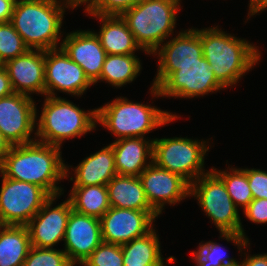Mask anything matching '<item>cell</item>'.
Listing matches in <instances>:
<instances>
[{"instance_id": "1", "label": "cell", "mask_w": 267, "mask_h": 266, "mask_svg": "<svg viewBox=\"0 0 267 266\" xmlns=\"http://www.w3.org/2000/svg\"><path fill=\"white\" fill-rule=\"evenodd\" d=\"M61 154L60 147L39 141L14 145L0 162V175L40 186L51 196L63 195L57 185L70 177L72 166L65 165Z\"/></svg>"}, {"instance_id": "2", "label": "cell", "mask_w": 267, "mask_h": 266, "mask_svg": "<svg viewBox=\"0 0 267 266\" xmlns=\"http://www.w3.org/2000/svg\"><path fill=\"white\" fill-rule=\"evenodd\" d=\"M199 36L203 57L225 88L236 85L261 60L258 46L226 33L218 26L200 29Z\"/></svg>"}, {"instance_id": "3", "label": "cell", "mask_w": 267, "mask_h": 266, "mask_svg": "<svg viewBox=\"0 0 267 266\" xmlns=\"http://www.w3.org/2000/svg\"><path fill=\"white\" fill-rule=\"evenodd\" d=\"M66 8L64 0H16L10 23L29 49H56Z\"/></svg>"}, {"instance_id": "4", "label": "cell", "mask_w": 267, "mask_h": 266, "mask_svg": "<svg viewBox=\"0 0 267 266\" xmlns=\"http://www.w3.org/2000/svg\"><path fill=\"white\" fill-rule=\"evenodd\" d=\"M189 196L198 200V205L213 221L221 239L237 245L240 252L250 246L239 209L226 191L222 179L212 169L190 184Z\"/></svg>"}, {"instance_id": "5", "label": "cell", "mask_w": 267, "mask_h": 266, "mask_svg": "<svg viewBox=\"0 0 267 266\" xmlns=\"http://www.w3.org/2000/svg\"><path fill=\"white\" fill-rule=\"evenodd\" d=\"M44 97L41 114L36 115V141L61 148L65 140L96 130L97 108L84 111L63 97Z\"/></svg>"}, {"instance_id": "6", "label": "cell", "mask_w": 267, "mask_h": 266, "mask_svg": "<svg viewBox=\"0 0 267 266\" xmlns=\"http://www.w3.org/2000/svg\"><path fill=\"white\" fill-rule=\"evenodd\" d=\"M180 118L172 112L156 106L129 101L117 97L97 108V124L110 131L117 139L143 137L153 129L167 125Z\"/></svg>"}, {"instance_id": "7", "label": "cell", "mask_w": 267, "mask_h": 266, "mask_svg": "<svg viewBox=\"0 0 267 266\" xmlns=\"http://www.w3.org/2000/svg\"><path fill=\"white\" fill-rule=\"evenodd\" d=\"M155 76L149 90L156 98H196L226 89L204 57L197 63L158 64Z\"/></svg>"}, {"instance_id": "8", "label": "cell", "mask_w": 267, "mask_h": 266, "mask_svg": "<svg viewBox=\"0 0 267 266\" xmlns=\"http://www.w3.org/2000/svg\"><path fill=\"white\" fill-rule=\"evenodd\" d=\"M180 2L181 0H141L121 15L136 43L147 55L152 54L174 33Z\"/></svg>"}, {"instance_id": "9", "label": "cell", "mask_w": 267, "mask_h": 266, "mask_svg": "<svg viewBox=\"0 0 267 266\" xmlns=\"http://www.w3.org/2000/svg\"><path fill=\"white\" fill-rule=\"evenodd\" d=\"M207 143L187 137L153 139V163L192 184L209 172L204 169V159L210 149Z\"/></svg>"}, {"instance_id": "10", "label": "cell", "mask_w": 267, "mask_h": 266, "mask_svg": "<svg viewBox=\"0 0 267 266\" xmlns=\"http://www.w3.org/2000/svg\"><path fill=\"white\" fill-rule=\"evenodd\" d=\"M1 176L0 224L26 226L51 195L35 184Z\"/></svg>"}, {"instance_id": "11", "label": "cell", "mask_w": 267, "mask_h": 266, "mask_svg": "<svg viewBox=\"0 0 267 266\" xmlns=\"http://www.w3.org/2000/svg\"><path fill=\"white\" fill-rule=\"evenodd\" d=\"M36 106L33 98L24 94L14 92L0 98V130L12 146L36 141L31 136L36 129Z\"/></svg>"}, {"instance_id": "12", "label": "cell", "mask_w": 267, "mask_h": 266, "mask_svg": "<svg viewBox=\"0 0 267 266\" xmlns=\"http://www.w3.org/2000/svg\"><path fill=\"white\" fill-rule=\"evenodd\" d=\"M158 214L154 210L110 207L100 218L102 241L123 245L149 233Z\"/></svg>"}, {"instance_id": "13", "label": "cell", "mask_w": 267, "mask_h": 266, "mask_svg": "<svg viewBox=\"0 0 267 266\" xmlns=\"http://www.w3.org/2000/svg\"><path fill=\"white\" fill-rule=\"evenodd\" d=\"M92 85L82 67L60 46L45 51V96L57 97L56 92L60 91L81 97Z\"/></svg>"}, {"instance_id": "14", "label": "cell", "mask_w": 267, "mask_h": 266, "mask_svg": "<svg viewBox=\"0 0 267 266\" xmlns=\"http://www.w3.org/2000/svg\"><path fill=\"white\" fill-rule=\"evenodd\" d=\"M150 207L158 214L167 204L174 205L190 194V184L180 175L151 163L139 175Z\"/></svg>"}, {"instance_id": "15", "label": "cell", "mask_w": 267, "mask_h": 266, "mask_svg": "<svg viewBox=\"0 0 267 266\" xmlns=\"http://www.w3.org/2000/svg\"><path fill=\"white\" fill-rule=\"evenodd\" d=\"M59 196L61 195L51 196L26 225L30 234L31 246L53 248L60 241H64L72 206L67 198L61 204L53 207V202Z\"/></svg>"}, {"instance_id": "16", "label": "cell", "mask_w": 267, "mask_h": 266, "mask_svg": "<svg viewBox=\"0 0 267 266\" xmlns=\"http://www.w3.org/2000/svg\"><path fill=\"white\" fill-rule=\"evenodd\" d=\"M102 243L100 219L71 210L65 237L64 252L73 265L80 264Z\"/></svg>"}, {"instance_id": "17", "label": "cell", "mask_w": 267, "mask_h": 266, "mask_svg": "<svg viewBox=\"0 0 267 266\" xmlns=\"http://www.w3.org/2000/svg\"><path fill=\"white\" fill-rule=\"evenodd\" d=\"M66 34L60 47L82 67L93 85L98 83L107 55L98 37L92 30H76Z\"/></svg>"}, {"instance_id": "18", "label": "cell", "mask_w": 267, "mask_h": 266, "mask_svg": "<svg viewBox=\"0 0 267 266\" xmlns=\"http://www.w3.org/2000/svg\"><path fill=\"white\" fill-rule=\"evenodd\" d=\"M2 66L8 72L15 93L45 96V51L29 49Z\"/></svg>"}, {"instance_id": "19", "label": "cell", "mask_w": 267, "mask_h": 266, "mask_svg": "<svg viewBox=\"0 0 267 266\" xmlns=\"http://www.w3.org/2000/svg\"><path fill=\"white\" fill-rule=\"evenodd\" d=\"M111 145L117 175L139 176L153 162V138H121L116 139Z\"/></svg>"}, {"instance_id": "20", "label": "cell", "mask_w": 267, "mask_h": 266, "mask_svg": "<svg viewBox=\"0 0 267 266\" xmlns=\"http://www.w3.org/2000/svg\"><path fill=\"white\" fill-rule=\"evenodd\" d=\"M72 171L74 177L70 181H74L73 186H106L117 175L112 145L87 156Z\"/></svg>"}, {"instance_id": "21", "label": "cell", "mask_w": 267, "mask_h": 266, "mask_svg": "<svg viewBox=\"0 0 267 266\" xmlns=\"http://www.w3.org/2000/svg\"><path fill=\"white\" fill-rule=\"evenodd\" d=\"M100 20L101 27L97 33L106 54L130 55L135 54L141 47L136 43L133 33L129 30L126 21L118 15L88 14Z\"/></svg>"}, {"instance_id": "22", "label": "cell", "mask_w": 267, "mask_h": 266, "mask_svg": "<svg viewBox=\"0 0 267 266\" xmlns=\"http://www.w3.org/2000/svg\"><path fill=\"white\" fill-rule=\"evenodd\" d=\"M167 42V43H166ZM160 45L151 55H158L157 64L197 63L203 57L199 29L179 31L177 36Z\"/></svg>"}, {"instance_id": "23", "label": "cell", "mask_w": 267, "mask_h": 266, "mask_svg": "<svg viewBox=\"0 0 267 266\" xmlns=\"http://www.w3.org/2000/svg\"><path fill=\"white\" fill-rule=\"evenodd\" d=\"M111 207L153 210L139 176H114L106 185Z\"/></svg>"}, {"instance_id": "24", "label": "cell", "mask_w": 267, "mask_h": 266, "mask_svg": "<svg viewBox=\"0 0 267 266\" xmlns=\"http://www.w3.org/2000/svg\"><path fill=\"white\" fill-rule=\"evenodd\" d=\"M160 246L159 235L154 227L145 236L121 245L124 266L167 265V261L169 264L175 262L173 256L164 262Z\"/></svg>"}, {"instance_id": "25", "label": "cell", "mask_w": 267, "mask_h": 266, "mask_svg": "<svg viewBox=\"0 0 267 266\" xmlns=\"http://www.w3.org/2000/svg\"><path fill=\"white\" fill-rule=\"evenodd\" d=\"M31 247L27 226L0 224V266H23Z\"/></svg>"}, {"instance_id": "26", "label": "cell", "mask_w": 267, "mask_h": 266, "mask_svg": "<svg viewBox=\"0 0 267 266\" xmlns=\"http://www.w3.org/2000/svg\"><path fill=\"white\" fill-rule=\"evenodd\" d=\"M71 188L68 199L72 209L80 214L100 219L111 207L106 186L90 185Z\"/></svg>"}, {"instance_id": "27", "label": "cell", "mask_w": 267, "mask_h": 266, "mask_svg": "<svg viewBox=\"0 0 267 266\" xmlns=\"http://www.w3.org/2000/svg\"><path fill=\"white\" fill-rule=\"evenodd\" d=\"M135 54L111 55L107 54L103 64L100 81H105L113 87L120 88L132 83L142 69L141 60Z\"/></svg>"}, {"instance_id": "28", "label": "cell", "mask_w": 267, "mask_h": 266, "mask_svg": "<svg viewBox=\"0 0 267 266\" xmlns=\"http://www.w3.org/2000/svg\"><path fill=\"white\" fill-rule=\"evenodd\" d=\"M211 169L222 179L226 191L235 206L244 210L253 200V194L249 187L247 174L243 168L228 167L230 172L217 170V168L213 167Z\"/></svg>"}, {"instance_id": "29", "label": "cell", "mask_w": 267, "mask_h": 266, "mask_svg": "<svg viewBox=\"0 0 267 266\" xmlns=\"http://www.w3.org/2000/svg\"><path fill=\"white\" fill-rule=\"evenodd\" d=\"M29 48L10 22L0 23V65L25 54Z\"/></svg>"}, {"instance_id": "30", "label": "cell", "mask_w": 267, "mask_h": 266, "mask_svg": "<svg viewBox=\"0 0 267 266\" xmlns=\"http://www.w3.org/2000/svg\"><path fill=\"white\" fill-rule=\"evenodd\" d=\"M202 242L199 243L197 251L191 253L196 266H223L236 260L234 257L227 256L221 244L210 240L205 243Z\"/></svg>"}, {"instance_id": "31", "label": "cell", "mask_w": 267, "mask_h": 266, "mask_svg": "<svg viewBox=\"0 0 267 266\" xmlns=\"http://www.w3.org/2000/svg\"><path fill=\"white\" fill-rule=\"evenodd\" d=\"M23 266H74L66 253L56 248H38L32 246Z\"/></svg>"}, {"instance_id": "32", "label": "cell", "mask_w": 267, "mask_h": 266, "mask_svg": "<svg viewBox=\"0 0 267 266\" xmlns=\"http://www.w3.org/2000/svg\"><path fill=\"white\" fill-rule=\"evenodd\" d=\"M82 266H124L121 245L102 241Z\"/></svg>"}, {"instance_id": "33", "label": "cell", "mask_w": 267, "mask_h": 266, "mask_svg": "<svg viewBox=\"0 0 267 266\" xmlns=\"http://www.w3.org/2000/svg\"><path fill=\"white\" fill-rule=\"evenodd\" d=\"M141 0H100L88 13L97 15H118L137 5Z\"/></svg>"}, {"instance_id": "34", "label": "cell", "mask_w": 267, "mask_h": 266, "mask_svg": "<svg viewBox=\"0 0 267 266\" xmlns=\"http://www.w3.org/2000/svg\"><path fill=\"white\" fill-rule=\"evenodd\" d=\"M243 170L247 174V180L253 194V199H267V171L254 168H245Z\"/></svg>"}, {"instance_id": "35", "label": "cell", "mask_w": 267, "mask_h": 266, "mask_svg": "<svg viewBox=\"0 0 267 266\" xmlns=\"http://www.w3.org/2000/svg\"><path fill=\"white\" fill-rule=\"evenodd\" d=\"M245 217L255 224L267 223V199H253L243 211Z\"/></svg>"}, {"instance_id": "36", "label": "cell", "mask_w": 267, "mask_h": 266, "mask_svg": "<svg viewBox=\"0 0 267 266\" xmlns=\"http://www.w3.org/2000/svg\"><path fill=\"white\" fill-rule=\"evenodd\" d=\"M14 93L7 70L0 65V98Z\"/></svg>"}, {"instance_id": "37", "label": "cell", "mask_w": 267, "mask_h": 266, "mask_svg": "<svg viewBox=\"0 0 267 266\" xmlns=\"http://www.w3.org/2000/svg\"><path fill=\"white\" fill-rule=\"evenodd\" d=\"M16 0H0V23L10 22Z\"/></svg>"}, {"instance_id": "38", "label": "cell", "mask_w": 267, "mask_h": 266, "mask_svg": "<svg viewBox=\"0 0 267 266\" xmlns=\"http://www.w3.org/2000/svg\"><path fill=\"white\" fill-rule=\"evenodd\" d=\"M244 254V260H242L243 262V266H267V253L264 254H253L252 256L246 255V253Z\"/></svg>"}, {"instance_id": "39", "label": "cell", "mask_w": 267, "mask_h": 266, "mask_svg": "<svg viewBox=\"0 0 267 266\" xmlns=\"http://www.w3.org/2000/svg\"><path fill=\"white\" fill-rule=\"evenodd\" d=\"M64 1L67 4L68 10L69 8L75 9L78 6L80 7L81 5L86 4L84 11L86 13H89L100 2V0H64Z\"/></svg>"}, {"instance_id": "40", "label": "cell", "mask_w": 267, "mask_h": 266, "mask_svg": "<svg viewBox=\"0 0 267 266\" xmlns=\"http://www.w3.org/2000/svg\"><path fill=\"white\" fill-rule=\"evenodd\" d=\"M248 18H251L255 14L258 15L261 11L267 10V0H252L249 3Z\"/></svg>"}, {"instance_id": "41", "label": "cell", "mask_w": 267, "mask_h": 266, "mask_svg": "<svg viewBox=\"0 0 267 266\" xmlns=\"http://www.w3.org/2000/svg\"><path fill=\"white\" fill-rule=\"evenodd\" d=\"M11 148L12 145L8 142V140L5 138V136L0 130V162Z\"/></svg>"}, {"instance_id": "42", "label": "cell", "mask_w": 267, "mask_h": 266, "mask_svg": "<svg viewBox=\"0 0 267 266\" xmlns=\"http://www.w3.org/2000/svg\"><path fill=\"white\" fill-rule=\"evenodd\" d=\"M223 266H243V262L242 260L241 261L235 260L234 262L224 264Z\"/></svg>"}, {"instance_id": "43", "label": "cell", "mask_w": 267, "mask_h": 266, "mask_svg": "<svg viewBox=\"0 0 267 266\" xmlns=\"http://www.w3.org/2000/svg\"><path fill=\"white\" fill-rule=\"evenodd\" d=\"M142 266H167V265H142Z\"/></svg>"}]
</instances>
